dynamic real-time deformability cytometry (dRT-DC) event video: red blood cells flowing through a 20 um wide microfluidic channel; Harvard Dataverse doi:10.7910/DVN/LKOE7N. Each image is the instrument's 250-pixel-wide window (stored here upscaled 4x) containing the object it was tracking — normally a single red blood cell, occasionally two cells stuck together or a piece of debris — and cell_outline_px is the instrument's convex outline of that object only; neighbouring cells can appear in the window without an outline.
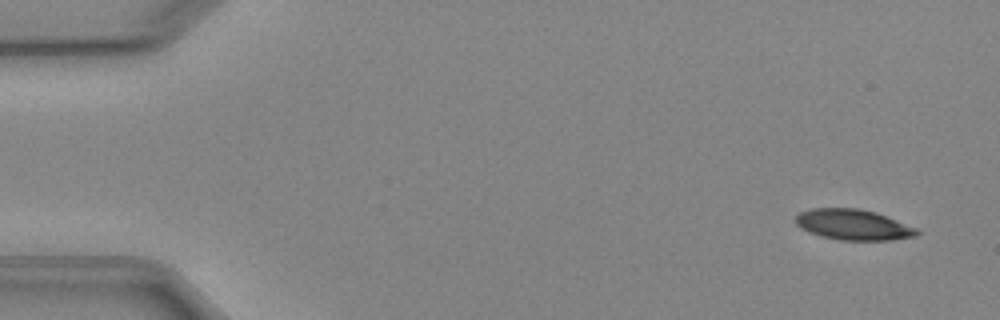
{"species": "Egyptian fruit bat (a non-hibernating species)", "species_latin": "Rousettus aegyptiacus", "temperature_condition": "cold", "stored_images_in_passage": 6, "camera_frame_rate_fps": 3000, "um_per_image_px": 0.085, "animal": {"sex": "female"}, "frame": {"image": 1, "passage_image": 1, "time_ms": 0.0, "image_size_px": [1000, 320], "cell_outline_px": [[920, 232], [916, 236], [892, 240], [840, 240], [820, 236], [808, 232], [800, 228], [796, 224], [796, 216], [800, 212], [812, 208], [856, 208], [876, 212], [916, 228]], "centroid_in_image_um": [72.5, 19.1], "position_along_channel_um": 12.5, "area_um2": 21.62}}
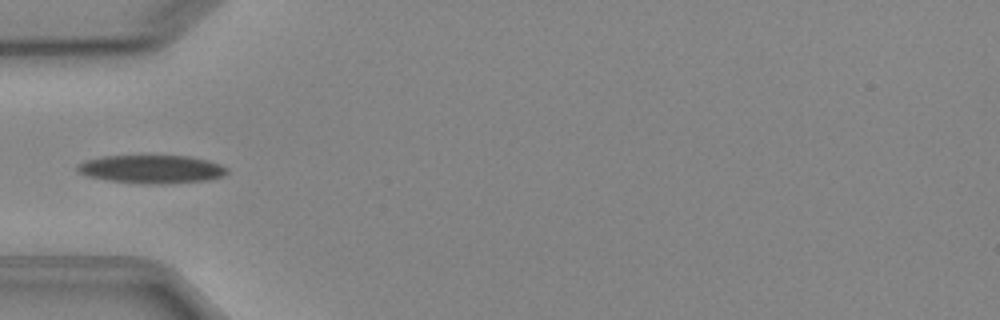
{"frame": {"image": 2, "passage_image": 5, "time_ms": 4.667, "image_size_px": [1000, 320], "cell_outline_px": [[228, 172], [224, 176], [208, 180], [160, 184], [140, 184], [108, 180], [88, 176], [80, 172], [76, 168], [76, 164], [84, 160], [100, 156], [188, 156], [208, 160], [220, 164], [228, 168]], "centroid_in_image_um": [12.88, 14.38], "position_along_channel_um": 72.1, "area_um2": 24.8}}